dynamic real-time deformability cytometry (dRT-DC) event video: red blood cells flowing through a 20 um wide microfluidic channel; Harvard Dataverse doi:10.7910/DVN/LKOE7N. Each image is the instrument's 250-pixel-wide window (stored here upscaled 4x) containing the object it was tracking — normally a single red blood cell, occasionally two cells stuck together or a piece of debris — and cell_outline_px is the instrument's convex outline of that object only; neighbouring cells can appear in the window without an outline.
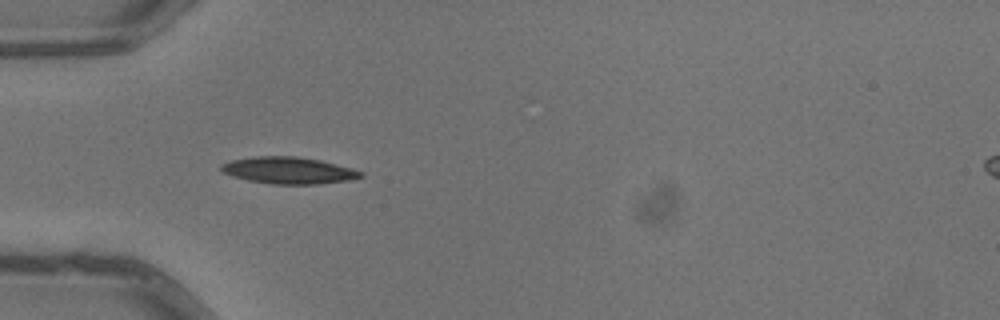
{"species": "common noctule bat (a hibernating species)", "species_latin": "Nyctalus noctula", "temperature_condition": "warm", "stored_images_in_passage": 6, "camera_frame_rate_fps": 3000, "um_per_image_px": 0.085, "animal": {"sex": "male", "body_mass_g": 13.3}, "frame": {"image": 1, "passage_image": 4, "time_ms": 1.0, "image_size_px": [1000, 320], "cell_outline_px": [[364, 176], [352, 180], [320, 184], [272, 184], [248, 180], [232, 176], [224, 172], [220, 168], [220, 164], [232, 160], [256, 156], [296, 156], [320, 160], [352, 168], [364, 172]], "centroid_in_image_um": [24.57, 14.49], "position_along_channel_um": 60.4, "area_um2": 21.85}}
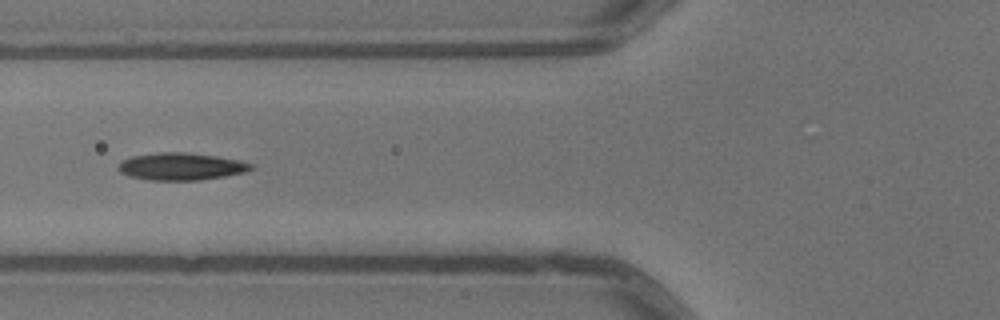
{"frame": {"image": 2, "passage_image": 5, "time_ms": 1.333, "image_size_px": [1000, 320], "cell_outline_px": [[252, 168], [244, 172], [224, 176], [200, 180], [148, 180], [128, 176], [120, 172], [116, 168], [124, 160], [132, 156], [160, 152], [188, 152], [216, 156], [240, 160], [252, 164]], "centroid_in_image_um": [15.37, 14.15], "position_along_channel_um": 110.4, "area_um2": 21.04}}
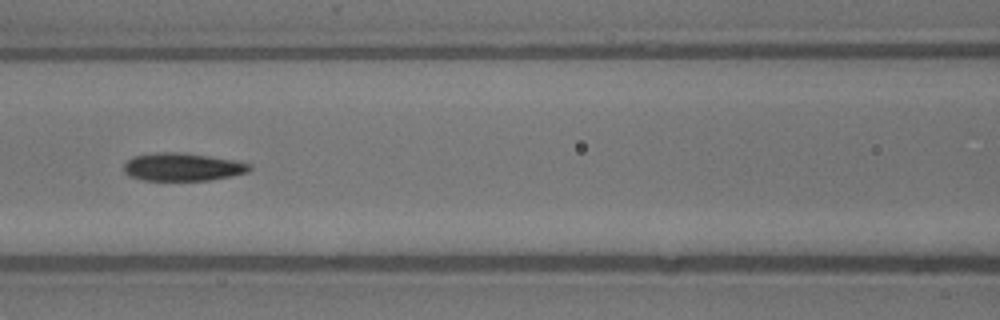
{"frame": {"image": 3, "passage_image": 6, "time_ms": 1.667, "image_size_px": [1000, 320], "cell_outline_px": [[252, 168], [248, 172], [232, 176], [208, 180], [144, 180], [128, 176], [124, 172], [124, 164], [132, 156], [156, 152], [184, 152], [236, 160], [252, 164]], "centroid_in_image_um": [15.53, 14.18], "position_along_channel_um": 151.1, "area_um2": 20.69}}